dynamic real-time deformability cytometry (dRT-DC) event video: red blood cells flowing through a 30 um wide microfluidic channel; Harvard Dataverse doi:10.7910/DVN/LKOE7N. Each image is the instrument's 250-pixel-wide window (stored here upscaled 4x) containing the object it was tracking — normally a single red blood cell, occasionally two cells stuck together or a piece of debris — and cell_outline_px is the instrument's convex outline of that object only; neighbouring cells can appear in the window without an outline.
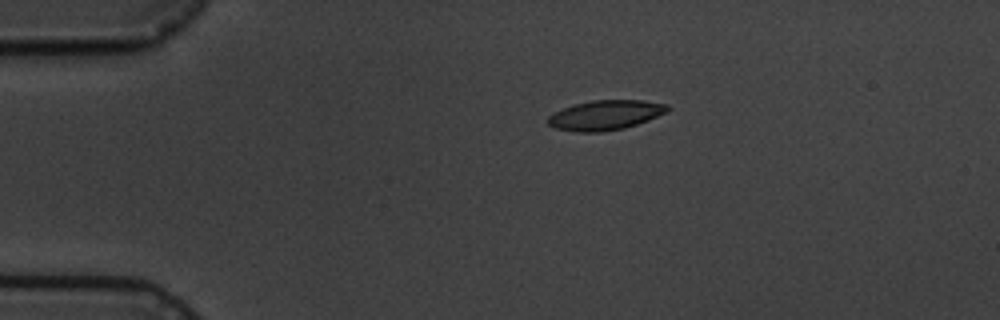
{"species": "common noctule bat (a hibernating species)", "species_latin": "Nyctalus noctula", "temperature_condition": "cold", "stored_images_in_passage": 9, "camera_frame_rate_fps": 3000, "um_per_image_px": 0.085, "animal": {"sex": "male", "body_mass_g": 19.5, "forearm_length_mm": 54.6}, "frame": {"image": 1, "passage_image": 1, "time_ms": 0.0, "image_size_px": [1000, 320], "cell_outline_px": [[672, 108], [648, 120], [624, 128], [600, 132], [576, 132], [556, 128], [548, 124], [548, 116], [552, 112], [576, 104], [592, 100], [644, 100], [668, 104]], "centroid_in_image_um": [51.45, 9.78], "position_along_channel_um": 33.6, "area_um2": 20.63}}
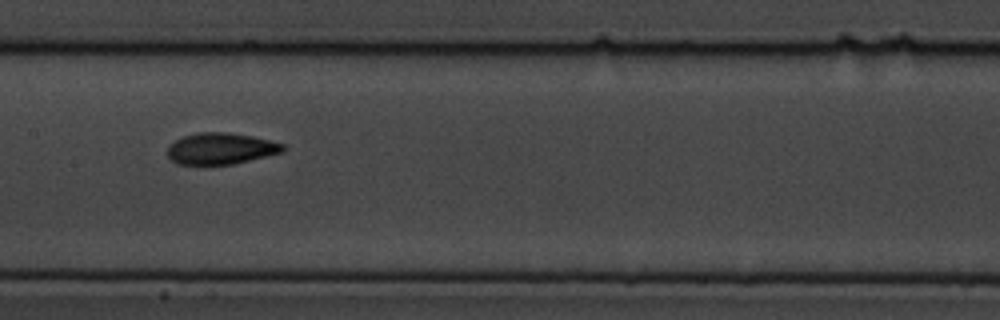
{"frame": {"image": 2, "passage_image": 6, "time_ms": 5.667, "image_size_px": [1000, 320], "cell_outline_px": [[288, 148], [284, 152], [232, 164], [176, 164], [168, 156], [168, 144], [184, 136], [200, 132], [228, 132], [252, 136], [284, 144]], "centroid_in_image_um": [18.79, 12.62], "position_along_channel_um": 188.6, "area_um2": 21.1}}
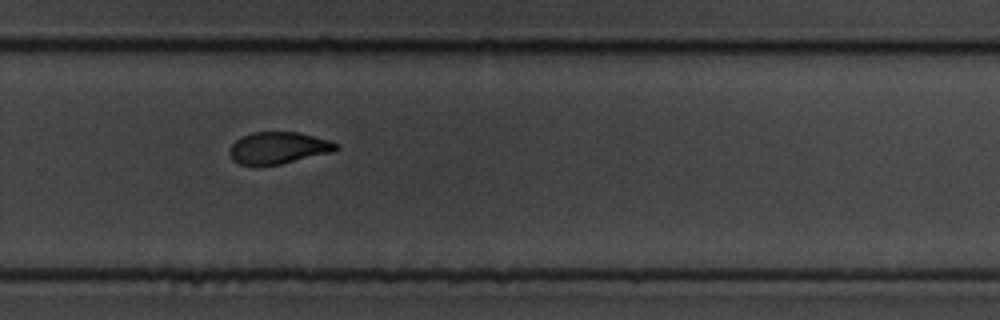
{"frame": {"image": 3, "passage_image": 9, "time_ms": 9.0, "image_size_px": [1000, 320], "cell_outline_px": [[340, 148], [332, 152], [280, 164], [240, 164], [232, 160], [232, 144], [236, 140], [252, 132], [300, 132], [328, 140], [340, 144]], "centroid_in_image_um": [23.73, 12.55], "position_along_channel_um": 306.1, "area_um2": 19.36}}